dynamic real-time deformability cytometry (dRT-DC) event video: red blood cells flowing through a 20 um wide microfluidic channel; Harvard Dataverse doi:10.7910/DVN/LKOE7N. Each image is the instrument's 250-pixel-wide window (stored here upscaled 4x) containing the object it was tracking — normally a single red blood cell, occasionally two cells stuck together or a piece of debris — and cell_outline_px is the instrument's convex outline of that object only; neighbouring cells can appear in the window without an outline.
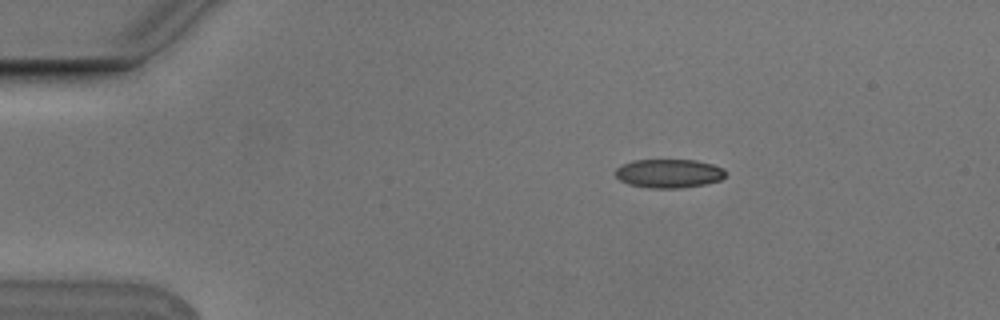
{"species": "Egyptian fruit bat (a non-hibernating species)", "species_latin": "Rousettus aegyptiacus", "temperature_condition": "cold", "stored_images_in_passage": 3, "camera_frame_rate_fps": 3000, "um_per_image_px": 0.085, "animal": {"sex": "male"}, "frame": {"image": 1, "passage_image": 1, "time_ms": 0.0, "image_size_px": [1000, 320], "cell_outline_px": [[724, 176], [720, 180], [704, 184], [680, 188], [648, 188], [628, 184], [620, 180], [616, 176], [616, 168], [632, 160], [696, 160], [712, 164], [724, 168]], "centroid_in_image_um": [56.84, 14.74], "position_along_channel_um": 28.2, "area_um2": 18.38}}